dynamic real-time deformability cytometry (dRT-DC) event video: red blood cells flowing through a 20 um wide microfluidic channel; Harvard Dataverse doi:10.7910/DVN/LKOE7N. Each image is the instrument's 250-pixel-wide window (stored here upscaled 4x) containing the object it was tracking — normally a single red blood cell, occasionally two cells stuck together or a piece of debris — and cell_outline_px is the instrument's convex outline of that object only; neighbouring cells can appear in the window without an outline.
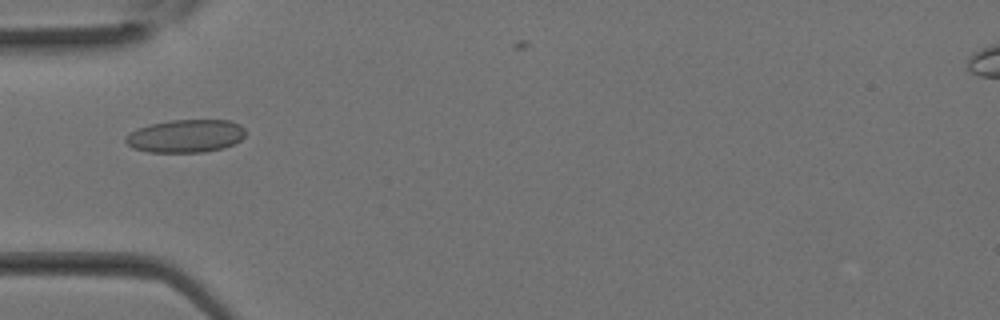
{"species": "Egyptian fruit bat (a non-hibernating species)", "species_latin": "Rousettus aegyptiacus", "temperature_condition": "room temperature", "stored_images_in_passage": 28, "camera_frame_rate_fps": 3000, "um_per_image_px": 0.085, "animal": {"sex": "female"}, "frame": {"image": 1, "passage_image": 10, "time_ms": 3.0, "image_size_px": [1000, 320], "cell_outline_px": [[244, 136], [240, 140], [224, 148], [204, 152], [148, 152], [132, 148], [124, 140], [124, 136], [136, 128], [148, 124], [172, 120], [228, 120], [240, 124], [244, 128]], "centroid_in_image_um": [15.74, 11.56], "position_along_channel_um": 69.3, "area_um2": 23.18}}
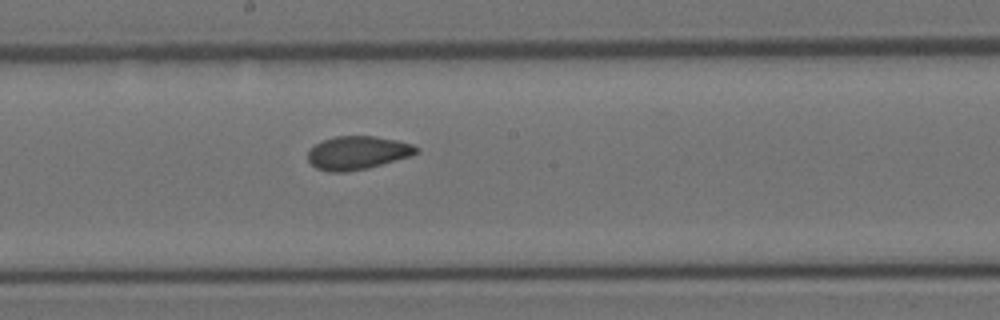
{"frame": {"image": 2, "passage_image": 17, "time_ms": 5.333, "image_size_px": [1000, 320], "cell_outline_px": [[420, 152], [412, 156], [368, 168], [348, 172], [328, 172], [316, 168], [308, 160], [308, 152], [316, 144], [324, 140], [336, 136], [376, 136], [396, 140], [412, 144], [420, 148]], "centroid_in_image_um": [30.44, 12.99], "position_along_channel_um": 217.8, "area_um2": 21.21}}
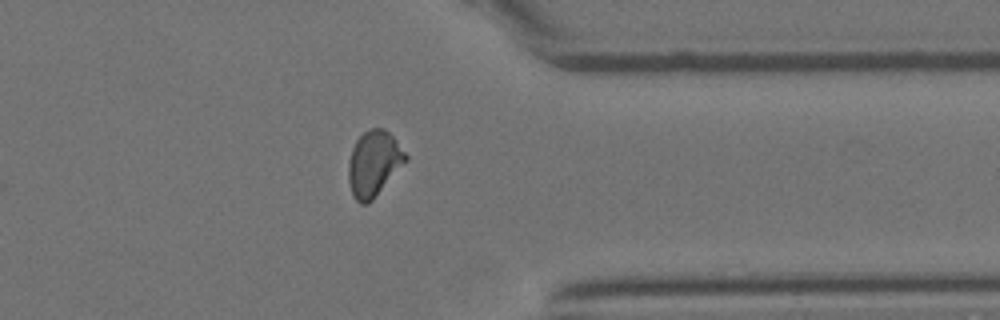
{"frame": {"image": 3, "passage_image": 25, "time_ms": 8.0, "image_size_px": [1000, 320], "cell_outline_px": [[408, 160], [372, 200], [368, 204], [360, 204], [352, 196], [348, 180], [348, 164], [352, 148], [356, 140], [364, 132], [372, 128], [384, 128], [392, 136], [408, 156]], "centroid_in_image_um": [31.76, 13.92], "position_along_channel_um": 379.6, "area_um2": 21.79}}